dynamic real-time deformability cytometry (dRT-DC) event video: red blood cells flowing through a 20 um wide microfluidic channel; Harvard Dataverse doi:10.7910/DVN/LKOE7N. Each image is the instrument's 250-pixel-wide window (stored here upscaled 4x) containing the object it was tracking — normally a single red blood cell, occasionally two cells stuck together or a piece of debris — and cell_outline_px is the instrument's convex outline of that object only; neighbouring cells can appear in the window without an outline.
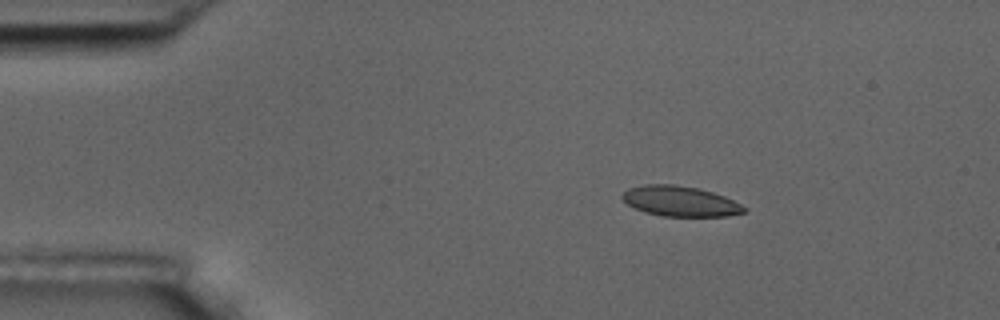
{"species": "common noctule bat (a hibernating species)", "species_latin": "Nyctalus noctula", "temperature_condition": "room temperature", "stored_images_in_passage": 5, "camera_frame_rate_fps": 3000, "um_per_image_px": 0.085, "animal": {"sex": "male", "body_mass_g": 17.5, "forearm_length_mm": 52.3}, "frame": {"image": 1, "passage_image": 3, "time_ms": 2.333, "image_size_px": [1000, 320], "cell_outline_px": [[748, 208], [744, 212], [728, 216], [664, 216], [648, 212], [636, 208], [628, 204], [620, 196], [628, 188], [644, 184], [672, 184], [696, 188], [712, 192], [724, 196]], "centroid_in_image_um": [57.82, 17.1], "position_along_channel_um": 27.2, "area_um2": 21.21}}